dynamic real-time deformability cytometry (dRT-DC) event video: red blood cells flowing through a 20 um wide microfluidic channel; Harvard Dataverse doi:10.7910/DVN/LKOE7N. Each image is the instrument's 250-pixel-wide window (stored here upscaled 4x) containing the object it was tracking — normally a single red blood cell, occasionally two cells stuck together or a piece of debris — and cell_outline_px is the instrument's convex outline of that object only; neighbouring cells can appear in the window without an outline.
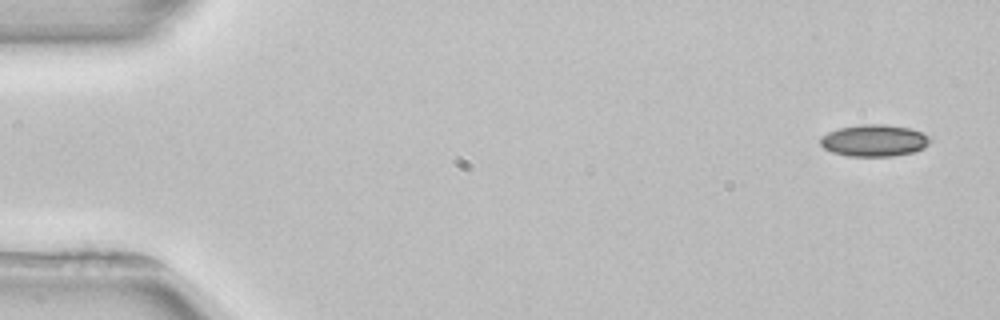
{"species": "common noctule bat (a hibernating species)", "species_latin": "Nyctalus noctula", "temperature_condition": "room temperature", "stored_images_in_passage": 3, "camera_frame_rate_fps": 3000, "um_per_image_px": 0.085, "animal": {"sex": "female", "body_mass_g": 22.7, "forearm_length_mm": 54.2}, "frame": {"image": 1, "passage_image": 1, "time_ms": 0.0, "image_size_px": [1000, 320], "cell_outline_px": [[932, 140], [924, 148], [916, 152], [892, 156], [848, 156], [832, 152], [824, 148], [820, 144], [820, 136], [828, 132], [840, 128], [860, 124], [884, 124], [908, 128], [920, 132], [928, 136]], "centroid_in_image_um": [74.3, 11.95], "position_along_channel_um": 10.7, "area_um2": 20.4}}